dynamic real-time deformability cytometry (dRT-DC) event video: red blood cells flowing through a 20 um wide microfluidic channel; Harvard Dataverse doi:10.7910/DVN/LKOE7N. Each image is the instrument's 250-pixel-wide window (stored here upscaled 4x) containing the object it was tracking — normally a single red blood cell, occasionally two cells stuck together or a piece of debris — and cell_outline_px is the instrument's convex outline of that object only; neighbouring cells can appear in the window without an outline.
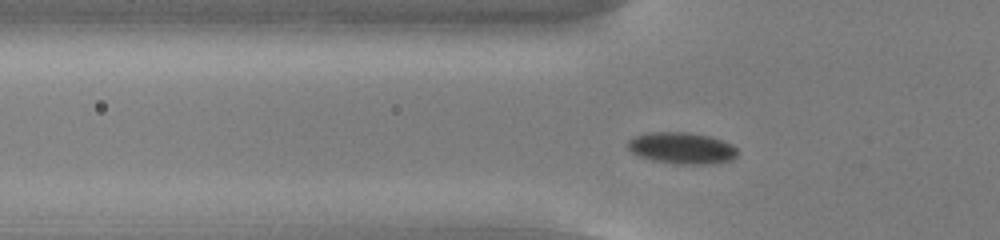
{"species": "common noctule bat (a hibernating species)", "species_latin": "Nyctalus noctula", "temperature_condition": "cold", "stored_images_in_passage": 47, "camera_frame_rate_fps": 3000, "um_per_image_px": 0.085, "animal": {"sex": "male", "body_mass_g": 13.0, "forearm_length_mm": 53.1}, "frame": {"image": 1, "passage_image": 11, "time_ms": 3.333, "image_size_px": [1000, 240], "cell_outline_px": [[736, 156], [732, 160], [712, 164], [680, 164], [652, 160], [640, 156], [632, 152], [628, 148], [628, 140], [632, 136], [648, 132], [688, 132], [708, 136], [732, 144], [736, 148]], "centroid_in_image_um": [57.93, 12.58], "position_along_channel_um": 67.9, "area_um2": 20.11}}
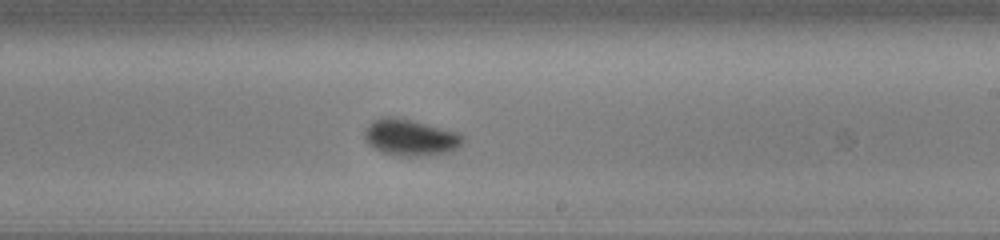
{"frame": {"image": 2, "passage_image": 26, "time_ms": 8.333, "image_size_px": [1000, 240], "cell_outline_px": [[464, 140], [452, 152], [428, 156], [400, 156], [380, 152], [368, 144], [364, 140], [364, 128], [372, 120], [384, 116], [392, 116], [456, 132], [464, 136]], "centroid_in_image_um": [34.82, 11.7], "position_along_channel_um": 254.2, "area_um2": 20.92}}
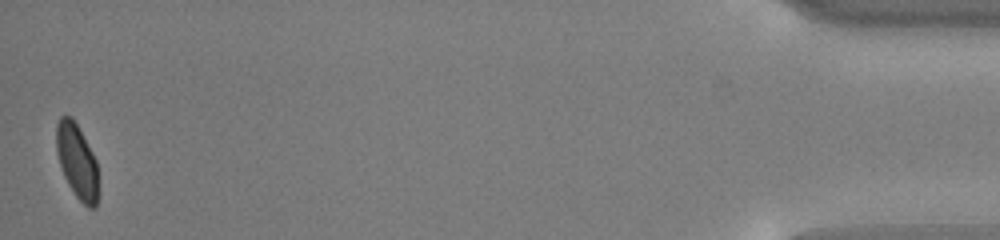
{"frame": {"image": 3, "passage_image": 47, "time_ms": 15.333, "image_size_px": [1000, 240], "cell_outline_px": [[96, 208], [88, 208], [76, 196], [68, 184], [64, 176], [56, 152], [56, 124], [60, 116], [72, 116], [92, 152], [96, 160]], "centroid_in_image_um": [6.5, 13.66], "position_along_channel_um": 428.7, "area_um2": 17.8}, "authors_computed_cell_mechanics": {"area_um2": 19.8254, "velocity_mm_per_s": 3.756, "shape_relaxation_time_tau1_ms": 2.6843, "shape_relaxation_time_tau2_ms": null, "deformation_change_tau1": 0.0812, "deformation_change_tau2": null}}